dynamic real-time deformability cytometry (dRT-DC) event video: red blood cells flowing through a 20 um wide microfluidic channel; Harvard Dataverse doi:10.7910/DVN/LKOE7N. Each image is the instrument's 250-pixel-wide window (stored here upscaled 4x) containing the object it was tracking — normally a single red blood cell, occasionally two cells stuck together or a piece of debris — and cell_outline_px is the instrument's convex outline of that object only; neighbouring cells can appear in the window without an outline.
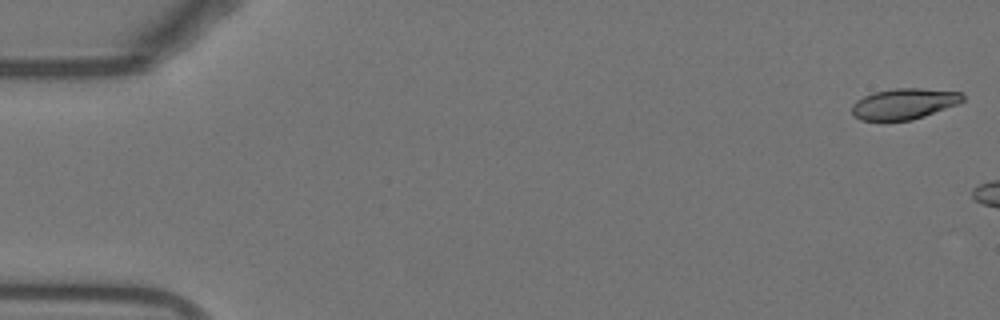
{"species": "Egyptian fruit bat (a non-hibernating species)", "species_latin": "Rousettus aegyptiacus", "temperature_condition": "warm", "stored_images_in_passage": 16, "camera_frame_rate_fps": 3000, "um_per_image_px": 0.085, "animal": {"sex": "female"}, "frame": {"image": 1, "passage_image": 1, "time_ms": 0.0, "image_size_px": [1000, 320], "cell_outline_px": [[964, 100], [960, 104], [912, 120], [860, 120], [852, 112], [852, 104], [856, 100], [872, 92], [896, 88], [920, 88], [960, 92], [964, 96]], "centroid_in_image_um": [76.86, 8.81], "position_along_channel_um": 8.1, "area_um2": 19.94}}
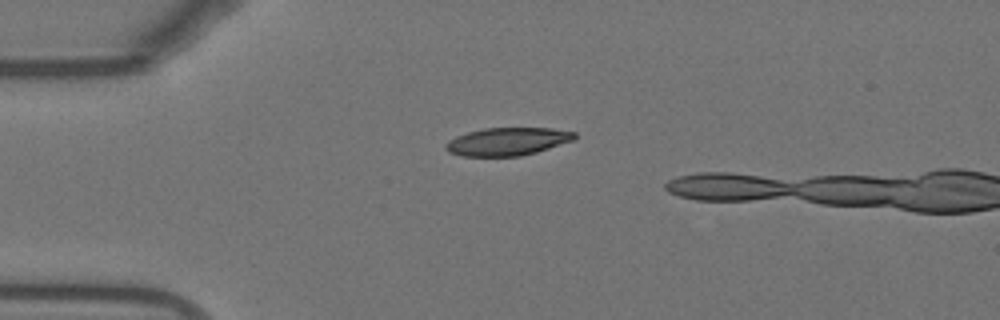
{"frame": {"image": 2, "passage_image": 13, "time_ms": 4.0, "image_size_px": [1000, 320], "cell_outline_px": [[576, 136], [572, 140], [536, 152], [520, 156], [460, 156], [448, 152], [444, 148], [444, 144], [448, 140], [456, 136], [468, 132], [484, 128], [552, 128], [576, 132]], "centroid_in_image_um": [43.08, 12.03], "position_along_channel_um": 41.9, "area_um2": 20.92}}